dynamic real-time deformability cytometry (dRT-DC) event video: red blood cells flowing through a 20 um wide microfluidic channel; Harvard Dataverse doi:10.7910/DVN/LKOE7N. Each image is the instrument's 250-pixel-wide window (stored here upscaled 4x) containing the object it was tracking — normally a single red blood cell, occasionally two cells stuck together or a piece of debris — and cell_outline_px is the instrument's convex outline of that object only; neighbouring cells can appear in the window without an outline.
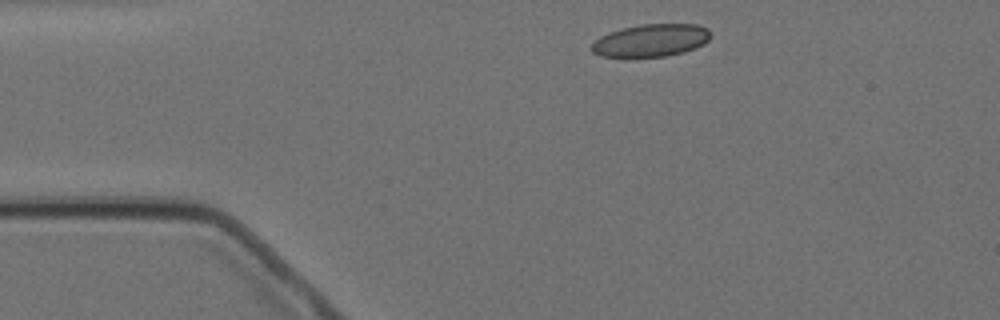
{"species": "Egyptian fruit bat (a non-hibernating species)", "species_latin": "Rousettus aegyptiacus", "temperature_condition": "cold", "stored_images_in_passage": 2, "camera_frame_rate_fps": 3000, "um_per_image_px": 0.085, "animal": {"sex": "female"}, "frame": {"image": 1, "passage_image": 1, "time_ms": 0.0, "image_size_px": [1000, 320], "cell_outline_px": [[708, 40], [704, 44], [696, 48], [684, 52], [664, 56], [600, 56], [592, 52], [592, 44], [600, 36], [608, 32], [620, 28], [640, 24], [696, 24], [708, 28]], "centroid_in_image_um": [55.32, 3.42], "position_along_channel_um": 29.7, "area_um2": 22.43}}